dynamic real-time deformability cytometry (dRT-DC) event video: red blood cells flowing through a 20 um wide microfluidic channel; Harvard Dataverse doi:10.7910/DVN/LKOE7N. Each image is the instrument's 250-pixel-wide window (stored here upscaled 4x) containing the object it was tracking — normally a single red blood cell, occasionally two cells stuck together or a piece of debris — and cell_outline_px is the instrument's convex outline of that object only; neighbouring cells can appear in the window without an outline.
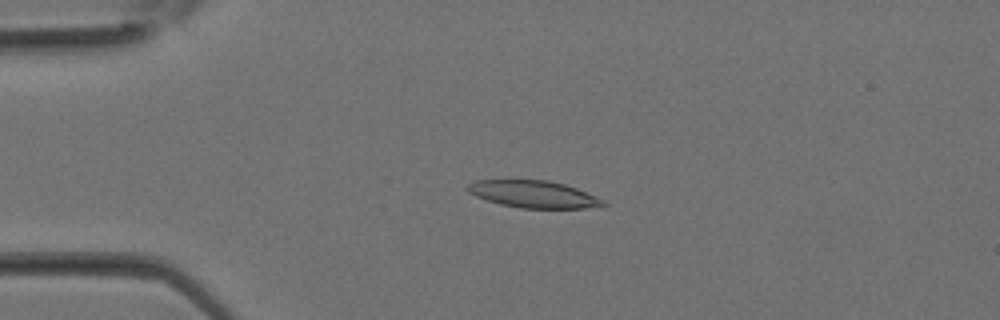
{"species": "Egyptian fruit bat (a non-hibernating species)", "species_latin": "Rousettus aegyptiacus", "temperature_condition": "room temperature", "stored_images_in_passage": 16, "camera_frame_rate_fps": 3000, "um_per_image_px": 0.085, "animal": {"sex": "female"}, "frame": {"image": 1, "passage_image": 8, "time_ms": 2.333, "image_size_px": [1000, 320], "cell_outline_px": [[608, 204], [584, 208], [520, 208], [500, 204], [476, 196], [468, 192], [464, 188], [468, 184], [476, 180], [548, 180], [564, 184], [576, 188], [596, 196], [604, 200]], "centroid_in_image_um": [45.32, 16.5], "position_along_channel_um": 39.7, "area_um2": 21.33}}
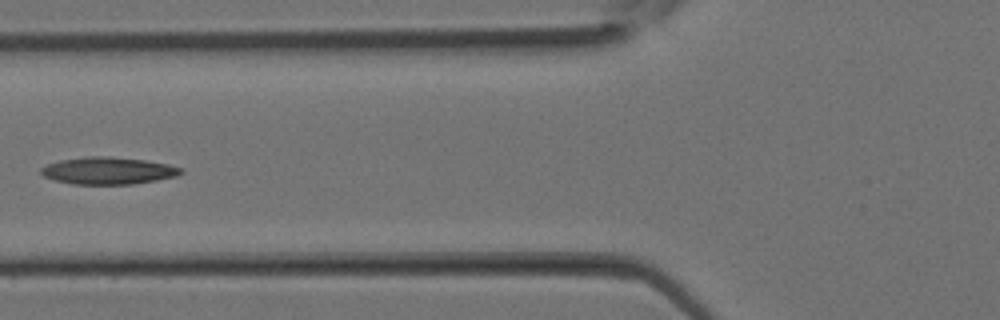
{"frame": {"image": 2, "passage_image": 13, "time_ms": 4.0, "image_size_px": [1000, 320], "cell_outline_px": [[184, 172], [176, 176], [156, 180], [132, 184], [72, 184], [56, 180], [44, 176], [40, 172], [40, 168], [48, 164], [60, 160], [84, 156], [108, 156], [144, 160], [168, 164], [184, 168]], "centroid_in_image_um": [9.2, 14.5], "position_along_channel_um": 116.6, "area_um2": 22.14}}
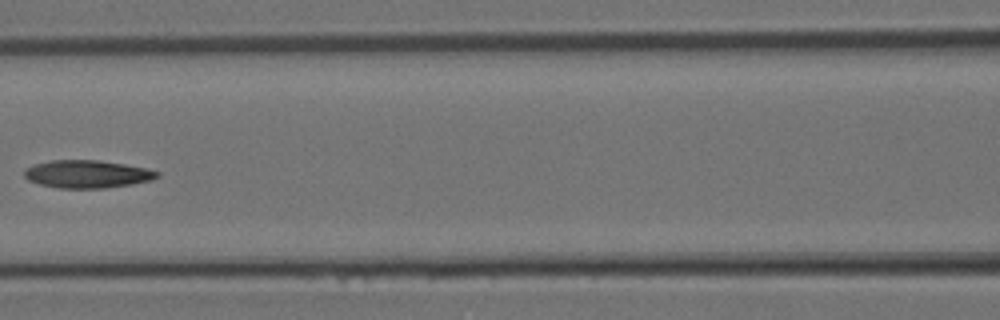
{"frame": {"image": 3, "passage_image": 15, "time_ms": 4.667, "image_size_px": [1000, 320], "cell_outline_px": [[160, 176], [152, 180], [132, 184], [104, 188], [60, 188], [40, 184], [28, 180], [24, 176], [24, 168], [32, 164], [52, 160], [100, 160], [124, 164], [144, 168], [160, 172]], "centroid_in_image_um": [7.39, 14.79], "position_along_channel_um": 159.2, "area_um2": 21.56}}